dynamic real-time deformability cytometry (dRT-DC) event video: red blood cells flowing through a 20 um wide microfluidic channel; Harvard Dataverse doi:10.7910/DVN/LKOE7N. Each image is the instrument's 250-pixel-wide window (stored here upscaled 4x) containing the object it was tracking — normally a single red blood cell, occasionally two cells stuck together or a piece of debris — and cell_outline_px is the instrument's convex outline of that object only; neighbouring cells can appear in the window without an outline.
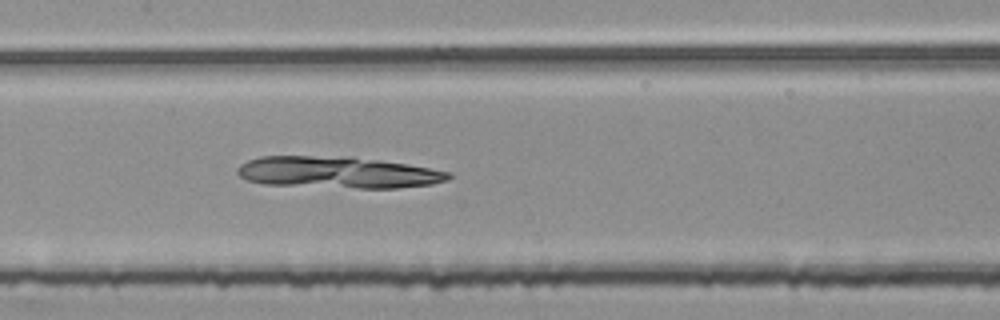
{"species": "common noctule bat (a hibernating species)", "species_latin": "Nyctalus noctula", "temperature_condition": "room temperature", "stored_images_in_passage": 41, "segment_of_instrument_passage": [1, 2], "camera_frame_rate_fps": 3000, "um_per_image_px": 0.085, "animal": {"sex": "female", "body_mass_g": 25.1}, "frame": {"image": 1, "passage_image": 12, "time_ms": 3.667, "image_size_px": [1000, 320], "cell_outline_px": [[452, 176], [448, 180], [432, 184], [400, 188], [356, 188], [264, 184], [248, 180], [240, 176], [236, 172], [236, 168], [240, 164], [248, 160], [260, 156], [352, 156], [408, 164], [452, 172]], "centroid_in_image_um": [28.73, 14.65], "position_along_channel_um": 178.7, "area_um2": 39.25}}
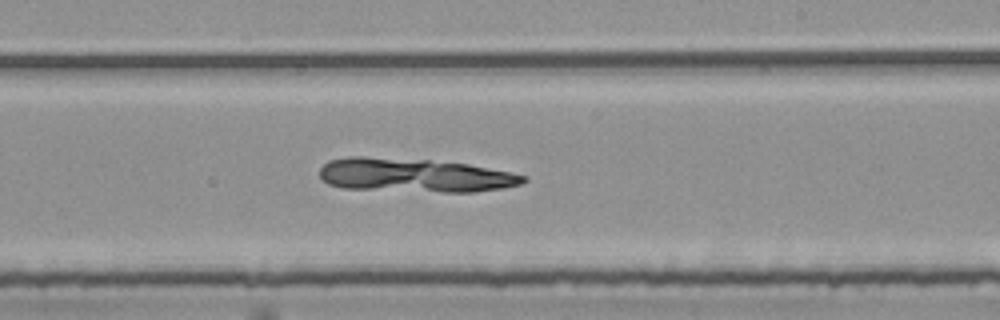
{"frame": {"image": 2, "passage_image": 18, "time_ms": 5.667, "image_size_px": [1000, 320], "cell_outline_px": [[528, 180], [520, 184], [504, 188], [472, 192], [444, 192], [344, 188], [328, 184], [320, 180], [320, 168], [328, 160], [348, 156], [364, 156], [428, 160], [468, 164], [528, 176]], "centroid_in_image_um": [35.2, 14.89], "position_along_channel_um": 253.8, "area_um2": 40.17}}
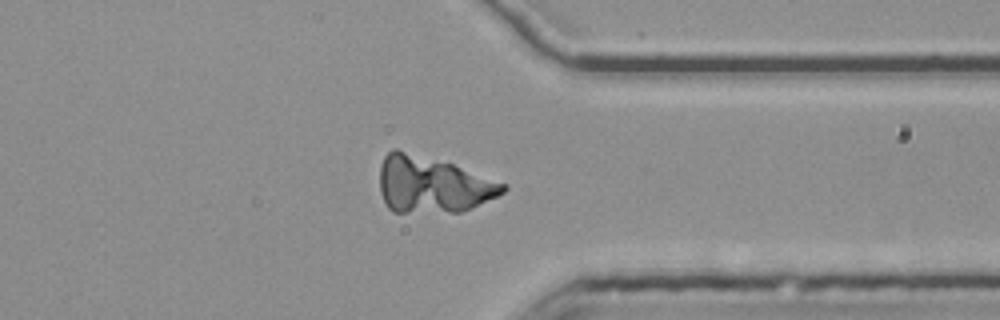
{"frame": {"image": 3, "passage_image": 28, "time_ms": 9.0, "image_size_px": [1000, 320], "cell_outline_px": [[508, 188], [504, 192], [496, 196], [460, 212], [392, 212], [388, 208], [380, 192], [380, 164], [384, 156], [392, 148], [396, 148], [452, 164], [504, 184]], "centroid_in_image_um": [36.68, 15.69], "position_along_channel_um": 374.7, "area_um2": 40.0}}